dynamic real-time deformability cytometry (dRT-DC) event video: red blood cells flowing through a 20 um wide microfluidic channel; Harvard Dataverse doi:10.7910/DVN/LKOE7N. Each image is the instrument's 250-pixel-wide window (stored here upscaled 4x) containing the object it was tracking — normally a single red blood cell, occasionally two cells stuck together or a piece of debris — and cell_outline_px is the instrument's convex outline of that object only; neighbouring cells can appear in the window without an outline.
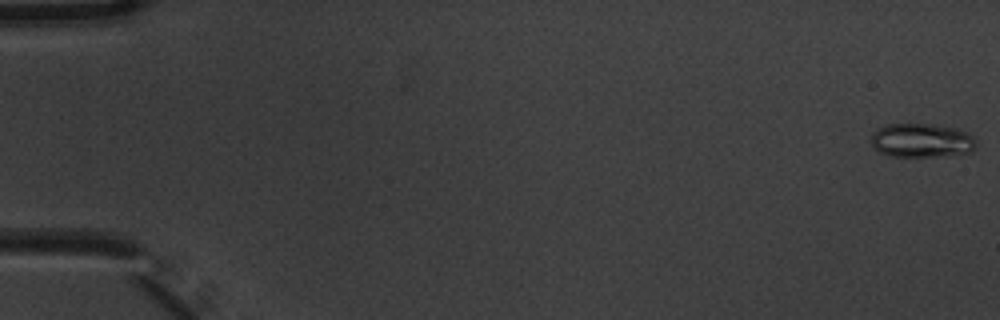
{"species": "common noctule bat (a hibernating species)", "species_latin": "Nyctalus noctula", "temperature_condition": "warm", "stored_images_in_passage": 9, "camera_frame_rate_fps": 3000, "um_per_image_px": 0.085, "animal": {"sex": "male", "body_mass_g": 20.1, "forearm_length_mm": 53.5}, "frame": {"image": 1, "passage_image": 1, "time_ms": 0.0, "image_size_px": [1000, 320], "cell_outline_px": [[976, 144], [972, 152], [940, 156], [888, 156], [880, 152], [872, 144], [872, 132], [876, 128], [888, 124], [932, 124], [956, 128], [968, 132], [976, 140]], "centroid_in_image_um": [78.35, 11.93], "position_along_channel_um": 6.7, "area_um2": 20.87}}
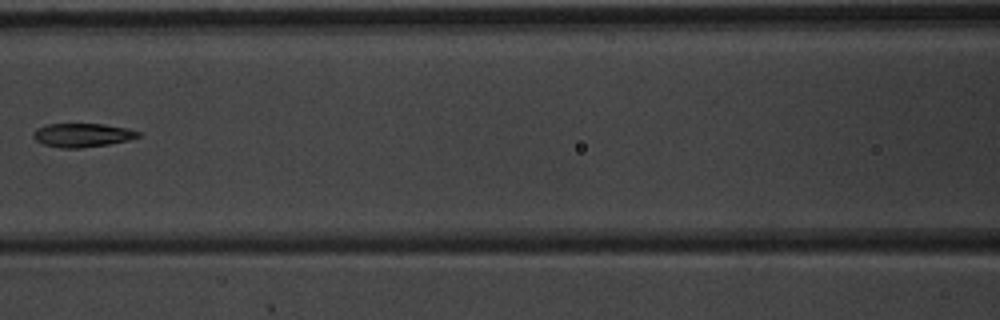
{"frame": {"image": 2, "passage_image": 8, "time_ms": 2.333, "image_size_px": [1000, 320], "cell_outline_px": [[140, 136], [128, 140], [108, 144], [80, 148], [60, 148], [44, 144], [36, 140], [32, 136], [32, 132], [36, 128], [48, 124], [104, 124], [128, 128], [140, 132]], "centroid_in_image_um": [6.98, 11.48], "position_along_channel_um": 159.6, "area_um2": 14.51}}
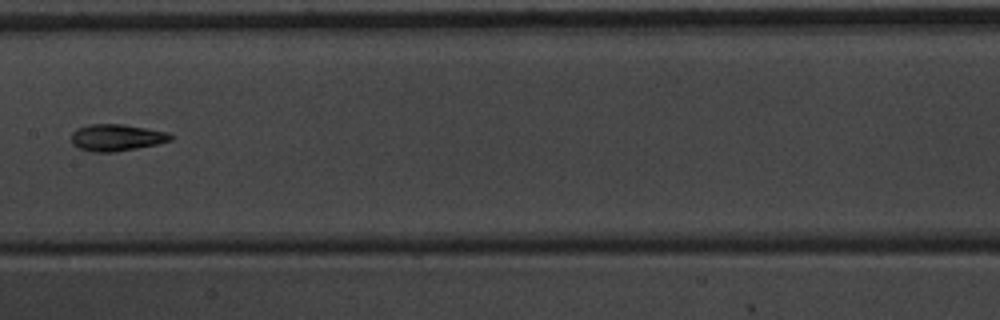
{"frame": {"image": 3, "passage_image": 9, "time_ms": 2.667, "image_size_px": [1000, 320], "cell_outline_px": [[176, 136], [172, 140], [156, 144], [116, 152], [92, 152], [80, 148], [72, 144], [72, 132], [76, 128], [88, 124], [120, 124], [168, 132]], "centroid_in_image_um": [9.91, 11.69], "position_along_channel_um": 197.5, "area_um2": 15.49}}